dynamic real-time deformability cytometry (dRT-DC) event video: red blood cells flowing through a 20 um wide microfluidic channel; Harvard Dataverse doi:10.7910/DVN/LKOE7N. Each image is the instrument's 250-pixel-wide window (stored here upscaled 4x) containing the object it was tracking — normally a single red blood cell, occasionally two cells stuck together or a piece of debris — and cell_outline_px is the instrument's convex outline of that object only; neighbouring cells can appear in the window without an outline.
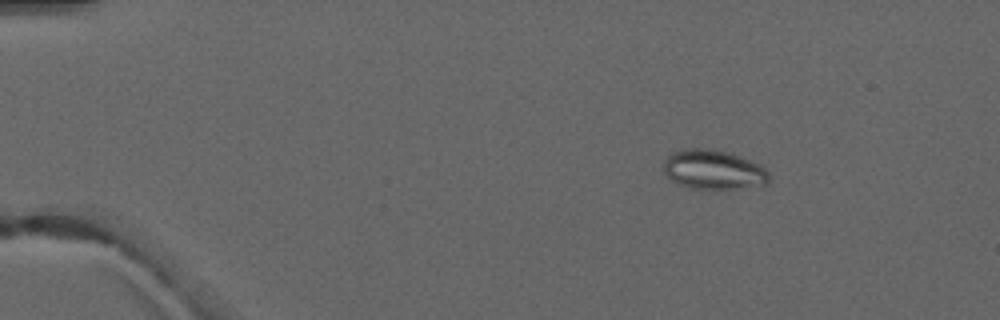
{"species": "common noctule bat (a hibernating species)", "species_latin": "Nyctalus noctula", "temperature_condition": "warm", "stored_images_in_passage": 5, "camera_frame_rate_fps": 3000, "um_per_image_px": 0.085, "animal": {"sex": "male", "forearm_length_mm": 52.5}, "frame": {"image": 1, "passage_image": 2, "time_ms": 1.333, "image_size_px": [1000, 320], "cell_outline_px": [[768, 180], [764, 184], [732, 188], [692, 188], [680, 184], [672, 180], [664, 172], [664, 164], [668, 156], [672, 152], [688, 148], [696, 148], [732, 152], [764, 168], [768, 172]], "centroid_in_image_um": [60.6, 14.4], "position_along_channel_um": 24.4, "area_um2": 23.52}}